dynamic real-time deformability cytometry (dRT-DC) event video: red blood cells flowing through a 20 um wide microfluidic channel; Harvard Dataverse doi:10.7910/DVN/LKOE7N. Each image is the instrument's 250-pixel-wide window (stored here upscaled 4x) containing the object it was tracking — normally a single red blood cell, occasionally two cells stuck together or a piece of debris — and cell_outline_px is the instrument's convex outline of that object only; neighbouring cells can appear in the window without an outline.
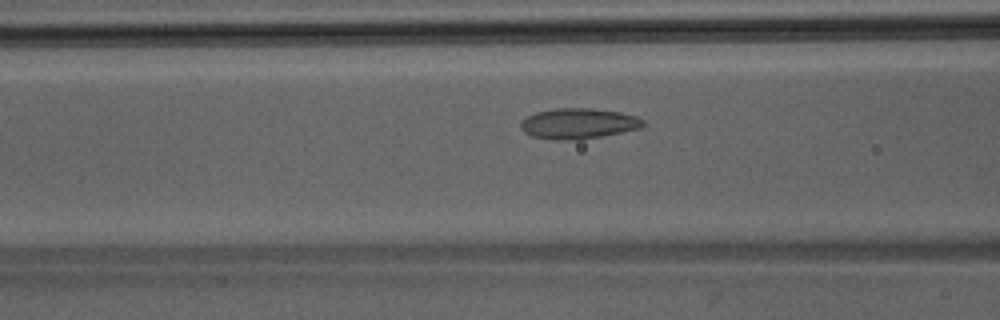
{"species": "Egyptian fruit bat (a non-hibernating species)", "species_latin": "Rousettus aegyptiacus", "temperature_condition": "room temperature", "stored_images_in_passage": 26, "camera_frame_rate_fps": 3000, "um_per_image_px": 0.085, "animal": {"sex": "male"}, "frame": {"image": 1, "passage_image": 8, "time_ms": 2.333, "image_size_px": [1000, 320], "cell_outline_px": [[644, 124], [640, 128], [600, 136], [576, 140], [556, 140], [532, 136], [524, 132], [520, 128], [520, 120], [536, 112], [556, 108], [592, 108], [620, 112], [636, 116], [644, 120]], "centroid_in_image_um": [49.13, 10.49], "position_along_channel_um": 117.5, "area_um2": 21.73}}